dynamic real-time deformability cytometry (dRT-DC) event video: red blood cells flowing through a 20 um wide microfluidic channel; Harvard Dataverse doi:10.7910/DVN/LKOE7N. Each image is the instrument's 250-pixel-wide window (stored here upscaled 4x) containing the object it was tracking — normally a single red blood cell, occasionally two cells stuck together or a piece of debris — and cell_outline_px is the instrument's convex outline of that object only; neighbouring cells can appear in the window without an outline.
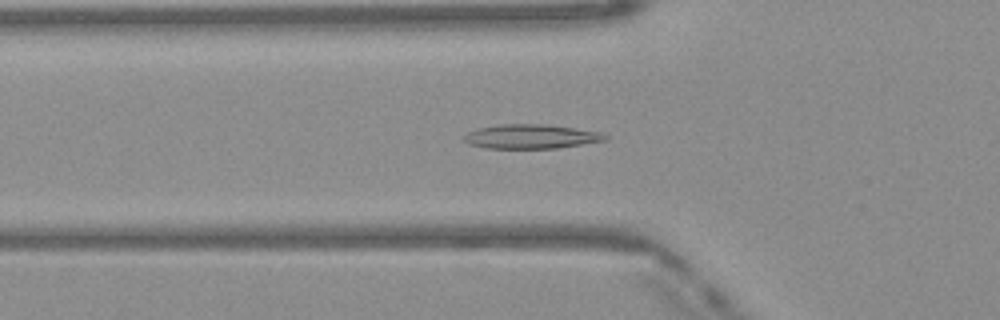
{"species": "Egyptian fruit bat (a non-hibernating species)", "species_latin": "Rousettus aegyptiacus", "temperature_condition": "warm", "stored_images_in_passage": 44, "camera_frame_rate_fps": 3000, "um_per_image_px": 0.085, "frame": {"image": 1, "passage_image": 12, "time_ms": 3.667, "image_size_px": [1000, 320], "cell_outline_px": [[608, 140], [556, 148], [488, 148], [468, 144], [464, 140], [464, 136], [468, 132], [476, 128], [500, 124], [544, 124], [600, 132], [608, 136]], "centroid_in_image_um": [45.11, 11.6], "position_along_channel_um": 80.7, "area_um2": 19.83}}
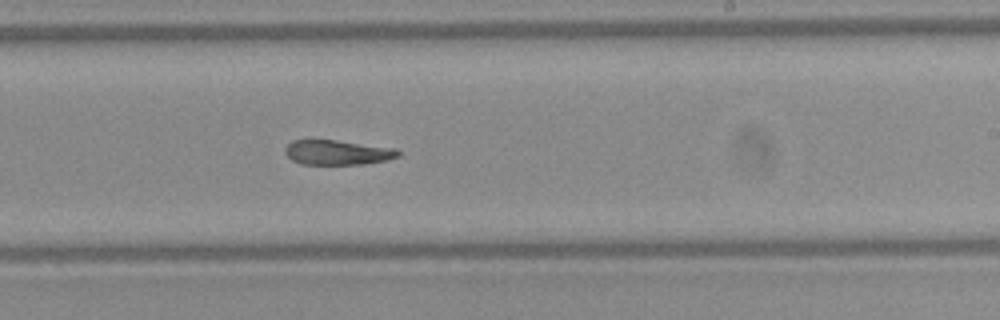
{"frame": {"image": 2, "passage_image": 25, "time_ms": 8.0, "image_size_px": [1000, 320], "cell_outline_px": [[400, 156], [384, 160], [364, 164], [300, 164], [292, 160], [284, 152], [284, 148], [292, 140], [336, 140], [396, 148], [400, 152]], "centroid_in_image_um": [28.67, 12.95], "position_along_channel_um": 260.3, "area_um2": 16.3}}
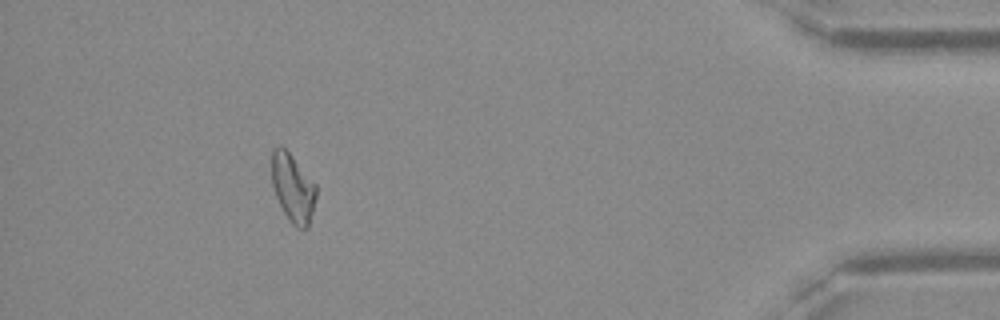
{"frame": {"image": 3, "passage_image": 40, "time_ms": 13.0, "image_size_px": [1000, 320], "cell_outline_px": [[316, 196], [308, 228], [296, 228], [292, 224], [284, 212], [276, 196], [272, 184], [272, 148], [280, 144], [292, 156], [316, 184]], "centroid_in_image_um": [24.89, 15.96], "position_along_channel_um": 410.3, "area_um2": 17.51}}